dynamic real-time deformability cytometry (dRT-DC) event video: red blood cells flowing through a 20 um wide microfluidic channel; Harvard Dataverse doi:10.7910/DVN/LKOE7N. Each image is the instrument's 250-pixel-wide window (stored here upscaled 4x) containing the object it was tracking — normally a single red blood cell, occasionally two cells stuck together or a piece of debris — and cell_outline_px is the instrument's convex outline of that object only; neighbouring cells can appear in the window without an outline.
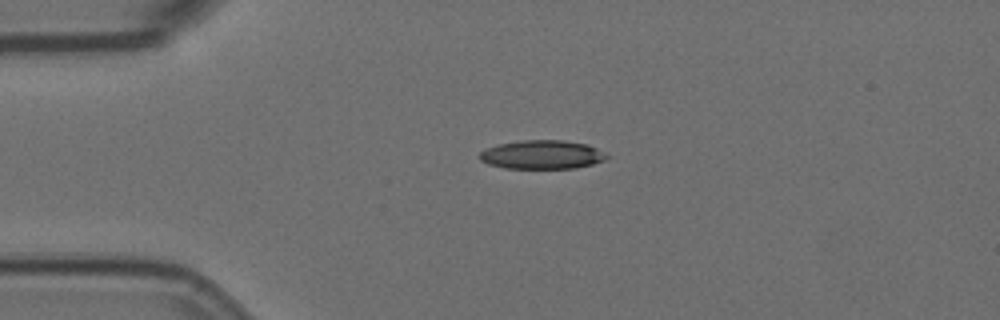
{"species": "Egyptian fruit bat (a non-hibernating species)", "species_latin": "Rousettus aegyptiacus", "temperature_condition": "room temperature", "stored_images_in_passage": 1, "camera_frame_rate_fps": 3000, "um_per_image_px": 0.085, "animal": {"sex": "female"}, "frame": {"image": 1, "passage_image": 1, "time_ms": 0.0, "image_size_px": [1000, 320], "cell_outline_px": [[608, 156], [604, 160], [592, 164], [576, 168], [504, 168], [488, 164], [480, 160], [480, 152], [488, 148], [500, 144], [520, 140], [564, 140], [588, 144], [604, 152]], "centroid_in_image_um": [46.09, 13.14], "position_along_channel_um": 38.9, "area_um2": 21.21}}